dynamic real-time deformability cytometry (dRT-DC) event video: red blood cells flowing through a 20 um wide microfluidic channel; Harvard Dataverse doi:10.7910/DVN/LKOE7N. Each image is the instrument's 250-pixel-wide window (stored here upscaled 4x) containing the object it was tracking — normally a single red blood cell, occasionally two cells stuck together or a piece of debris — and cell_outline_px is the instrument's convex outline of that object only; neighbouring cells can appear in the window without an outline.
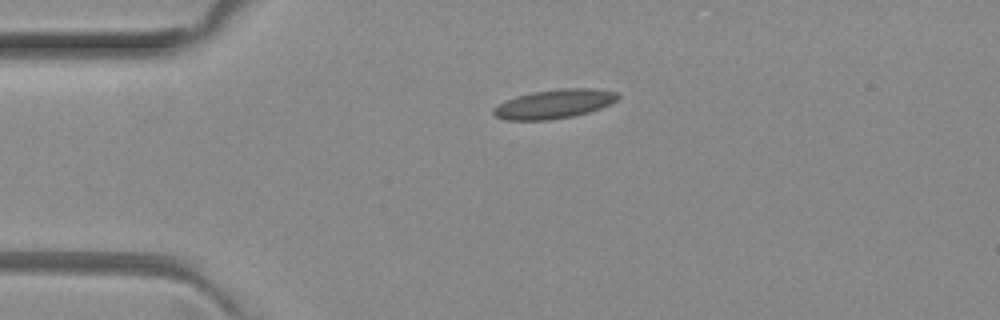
{"species": "common noctule bat (a hibernating species)", "species_latin": "Nyctalus noctula", "temperature_condition": "room temperature", "stored_images_in_passage": 5, "camera_frame_rate_fps": 3000, "um_per_image_px": 0.085, "animal": {"sex": "female", "body_mass_g": 29.2, "forearm_length_mm": 56.3}, "frame": {"image": 1, "passage_image": 5, "time_ms": 1.333, "image_size_px": [1000, 320], "cell_outline_px": [[620, 96], [616, 100], [600, 108], [588, 112], [572, 116], [548, 120], [504, 120], [496, 116], [492, 112], [492, 108], [516, 96], [532, 92], [560, 88], [592, 88], [620, 92]], "centroid_in_image_um": [47.12, 8.83], "position_along_channel_um": 37.9, "area_um2": 20.98}}